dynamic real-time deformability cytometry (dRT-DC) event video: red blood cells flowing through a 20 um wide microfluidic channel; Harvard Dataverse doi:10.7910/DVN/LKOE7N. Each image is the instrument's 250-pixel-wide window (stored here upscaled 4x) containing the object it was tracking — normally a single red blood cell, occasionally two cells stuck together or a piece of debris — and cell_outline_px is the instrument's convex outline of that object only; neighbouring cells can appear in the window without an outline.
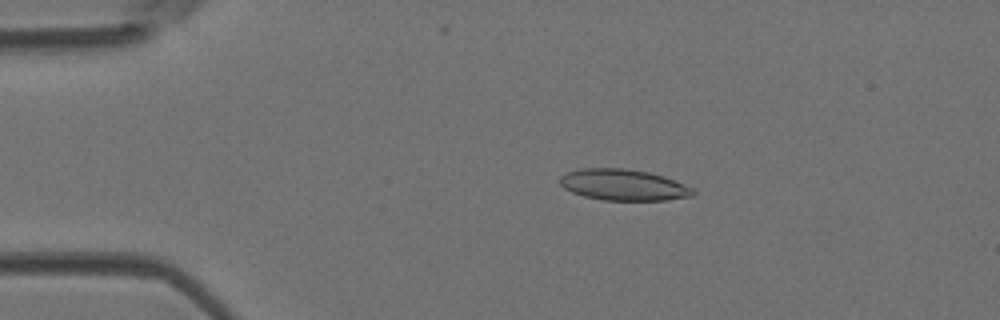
{"species": "Egyptian fruit bat (a non-hibernating species)", "species_latin": "Rousettus aegyptiacus", "temperature_condition": "room temperature", "stored_images_in_passage": 3, "camera_frame_rate_fps": 3000, "um_per_image_px": 0.085, "animal": {"sex": "female"}, "frame": {"image": 1, "passage_image": 2, "time_ms": 0.333, "image_size_px": [1000, 320], "cell_outline_px": [[696, 192], [692, 196], [668, 200], [604, 200], [584, 196], [572, 192], [564, 188], [560, 184], [560, 176], [568, 172], [580, 168], [624, 168], [648, 172], [664, 176], [692, 188]], "centroid_in_image_um": [52.98, 15.71], "position_along_channel_um": 32.0, "area_um2": 24.1}}